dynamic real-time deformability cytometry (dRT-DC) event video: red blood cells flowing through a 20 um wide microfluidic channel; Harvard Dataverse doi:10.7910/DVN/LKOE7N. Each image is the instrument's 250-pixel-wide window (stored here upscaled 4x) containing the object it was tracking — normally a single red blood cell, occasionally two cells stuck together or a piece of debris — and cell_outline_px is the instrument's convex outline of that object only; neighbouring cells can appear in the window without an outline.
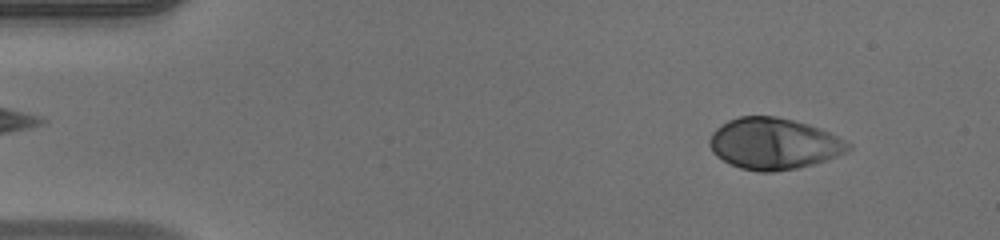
{"species": "human", "species_latin": "Homo sapiens", "temperature_condition": "warm", "stored_images_in_passage": 50, "camera_frame_rate_fps": 3000, "um_per_image_px": 0.085, "donor": {"sex": "male"}, "frame": {"image": 1, "passage_image": 5, "time_ms": 1.333, "image_size_px": [1000, 240], "cell_outline_px": [[852, 148], [828, 160], [796, 168], [772, 172], [760, 172], [740, 168], [716, 156], [712, 152], [708, 144], [708, 140], [712, 132], [716, 128], [728, 120], [740, 116], [776, 116], [808, 124], [820, 128], [852, 144]], "centroid_in_image_um": [65.75, 12.21], "position_along_channel_um": 19.3, "area_um2": 41.44}}
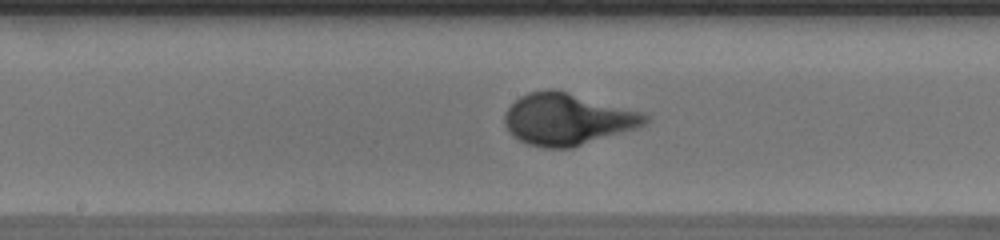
{"frame": {"image": 2, "passage_image": 26, "time_ms": 8.333, "image_size_px": [1000, 240], "cell_outline_px": [[652, 120], [648, 124], [636, 128], [572, 148], [544, 148], [528, 144], [512, 136], [508, 132], [504, 124], [504, 116], [508, 108], [520, 96], [528, 92], [548, 88], [552, 88], [644, 112]], "centroid_in_image_um": [48.24, 10.13], "position_along_channel_um": 200.0, "area_um2": 42.6}}
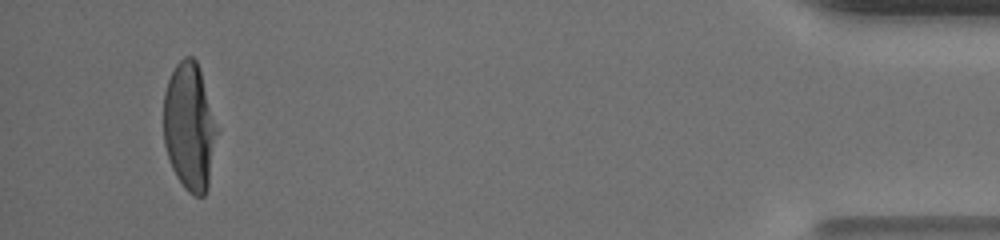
{"frame": {"image": 3, "passage_image": 48, "time_ms": 15.667, "image_size_px": [1000, 240], "cell_outline_px": [[216, 132], [208, 188], [204, 196], [196, 196], [188, 192], [184, 188], [176, 176], [172, 168], [164, 144], [164, 92], [168, 80], [176, 64], [184, 56], [192, 56], [196, 60], [200, 72], [216, 128]], "centroid_in_image_um": [16.06, 10.79], "position_along_channel_um": 419.1, "area_um2": 38.84}, "authors_computed_cell_mechanics": {"area_um2": 40.3444, "velocity_mm_per_s": 3.9958, "shape_relaxation_time_tau1_ms": 3.5237, "shape_relaxation_time_tau2_ms": null, "deformation_change_tau1": 0.2453, "deformation_change_tau2": null}}